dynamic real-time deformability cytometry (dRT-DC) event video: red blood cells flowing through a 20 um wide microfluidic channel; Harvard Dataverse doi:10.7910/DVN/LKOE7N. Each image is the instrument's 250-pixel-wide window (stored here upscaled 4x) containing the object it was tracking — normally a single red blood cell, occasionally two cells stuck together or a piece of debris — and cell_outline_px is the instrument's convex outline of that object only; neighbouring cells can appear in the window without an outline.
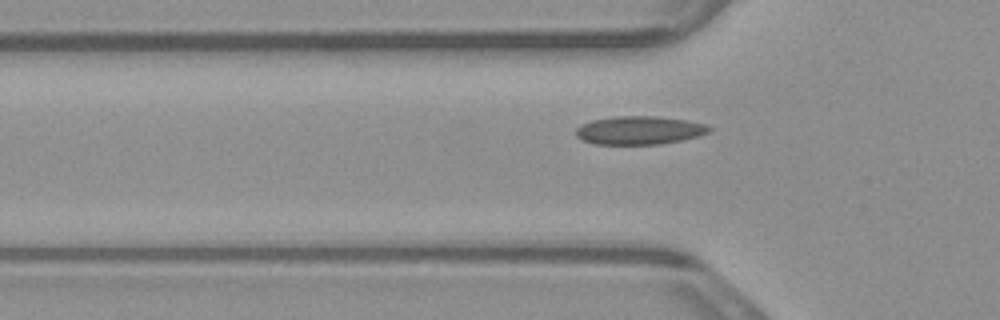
{"species": "common noctule bat (a hibernating species)", "species_latin": "Nyctalus noctula", "temperature_condition": "warm", "stored_images_in_passage": 5, "camera_frame_rate_fps": 3000, "um_per_image_px": 0.085, "animal": {"sex": "male", "body_mass_g": 23.1, "forearm_length_mm": 52.7}, "frame": {"image": 1, "passage_image": 2, "time_ms": 0.333, "image_size_px": [1000, 320], "cell_outline_px": [[712, 128], [708, 132], [696, 136], [680, 140], [660, 144], [596, 144], [584, 140], [576, 136], [576, 128], [580, 124], [592, 120], [616, 116], [656, 116], [684, 120], [708, 124]], "centroid_in_image_um": [54.32, 11.07], "position_along_channel_um": 71.5, "area_um2": 21.85}}